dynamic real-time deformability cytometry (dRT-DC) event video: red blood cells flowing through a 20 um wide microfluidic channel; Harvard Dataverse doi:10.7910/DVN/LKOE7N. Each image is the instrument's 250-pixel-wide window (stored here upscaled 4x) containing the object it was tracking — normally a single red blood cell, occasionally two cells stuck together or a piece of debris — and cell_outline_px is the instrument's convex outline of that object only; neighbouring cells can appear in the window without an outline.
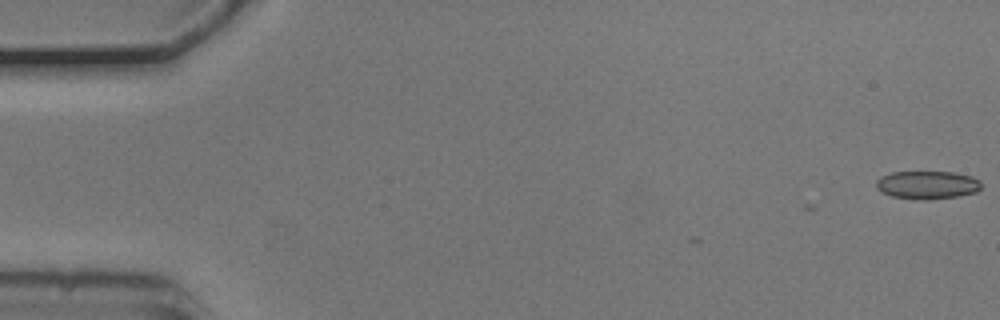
{"species": "common noctule bat (a hibernating species)", "species_latin": "Nyctalus noctula", "temperature_condition": "cold", "stored_images_in_passage": 2, "camera_frame_rate_fps": 3000, "um_per_image_px": 0.085, "animal": {"sex": "male", "body_mass_g": 20.5, "forearm_length_mm": 52.5}, "frame": {"image": 1, "passage_image": 2, "time_ms": 0.333, "image_size_px": [1000, 320], "cell_outline_px": [[980, 188], [976, 192], [960, 196], [928, 200], [924, 200], [892, 196], [876, 188], [876, 180], [880, 176], [892, 172], [952, 172], [972, 176], [980, 180]], "centroid_in_image_um": [78.83, 15.71], "position_along_channel_um": 6.2, "area_um2": 17.22}}